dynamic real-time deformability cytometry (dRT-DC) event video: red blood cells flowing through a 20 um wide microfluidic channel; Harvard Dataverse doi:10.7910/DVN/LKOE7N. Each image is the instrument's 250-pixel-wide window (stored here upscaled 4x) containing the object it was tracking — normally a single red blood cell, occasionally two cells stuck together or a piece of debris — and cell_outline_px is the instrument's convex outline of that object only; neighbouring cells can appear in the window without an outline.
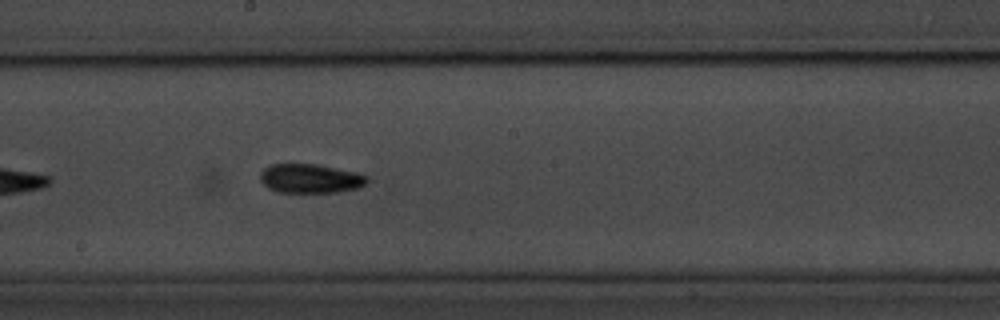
{"species": "common noctule bat (a hibernating species)", "species_latin": "Nyctalus noctula", "temperature_condition": "room temperature", "stored_images_in_passage": 27, "camera_frame_rate_fps": 3000, "um_per_image_px": 0.085, "animal": {"sex": "male", "body_mass_g": 20.1, "forearm_length_mm": 53.5}, "frame": {"image": 1, "passage_image": 16, "time_ms": 5.0, "image_size_px": [1000, 320], "cell_outline_px": [[368, 180], [364, 184], [356, 188], [340, 192], [276, 192], [268, 188], [260, 180], [260, 172], [264, 168], [272, 164], [316, 164], [356, 172], [368, 176]], "centroid_in_image_um": [26.35, 15.17], "position_along_channel_um": 221.8, "area_um2": 18.09}}